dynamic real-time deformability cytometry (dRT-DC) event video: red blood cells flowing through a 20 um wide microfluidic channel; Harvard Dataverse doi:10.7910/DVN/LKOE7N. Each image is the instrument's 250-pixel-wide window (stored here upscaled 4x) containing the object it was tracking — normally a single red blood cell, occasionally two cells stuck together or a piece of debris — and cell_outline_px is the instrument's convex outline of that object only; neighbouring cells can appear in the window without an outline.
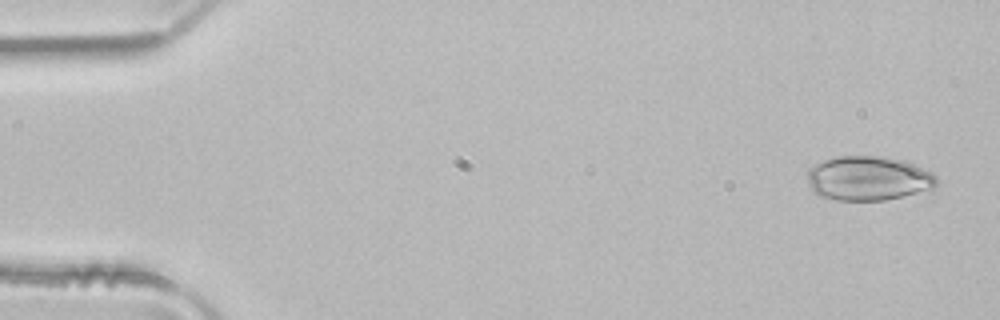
{"species": "common noctule bat (a hibernating species)", "species_latin": "Nyctalus noctula", "temperature_condition": "room temperature", "stored_images_in_passage": 5, "camera_frame_rate_fps": 3000, "um_per_image_px": 0.085, "animal": {"sex": "male", "body_mass_g": 21.5, "forearm_length_mm": 52.0}, "frame": {"image": 1, "passage_image": 1, "time_ms": 0.0, "image_size_px": [1000, 320], "cell_outline_px": [[936, 184], [932, 188], [884, 200], [836, 200], [820, 196], [808, 184], [808, 168], [824, 160], [836, 156], [880, 156], [904, 160], [932, 172], [936, 176]], "centroid_in_image_um": [73.78, 15.14], "position_along_channel_um": 11.2, "area_um2": 33.12}}